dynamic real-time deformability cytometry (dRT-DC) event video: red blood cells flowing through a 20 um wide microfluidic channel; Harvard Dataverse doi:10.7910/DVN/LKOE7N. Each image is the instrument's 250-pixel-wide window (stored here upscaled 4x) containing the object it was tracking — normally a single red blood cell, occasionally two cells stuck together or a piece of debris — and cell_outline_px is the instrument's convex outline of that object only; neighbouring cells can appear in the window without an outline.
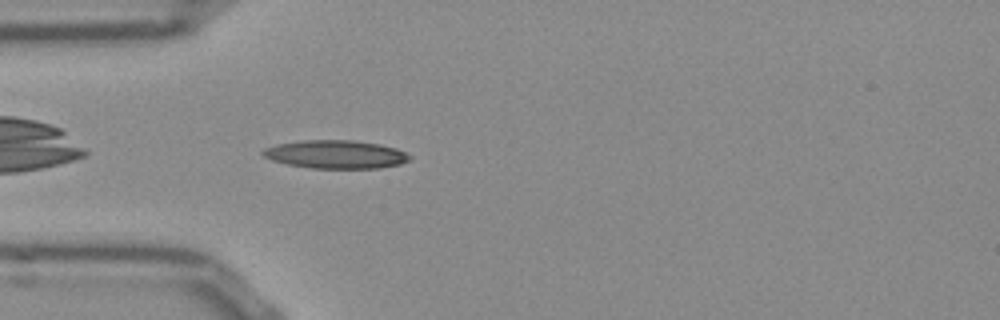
{"species": "Egyptian fruit bat (a non-hibernating species)", "species_latin": "Rousettus aegyptiacus", "temperature_condition": "room temperature", "stored_images_in_passage": 39, "camera_frame_rate_fps": 3000, "um_per_image_px": 0.085, "frame": {"image": 1, "passage_image": 2, "time_ms": 0.333, "image_size_px": [1000, 320], "cell_outline_px": [[412, 160], [400, 164], [380, 168], [312, 168], [288, 164], [272, 160], [264, 156], [260, 152], [264, 148], [276, 144], [304, 140], [352, 140], [380, 144], [396, 148], [412, 156]], "centroid_in_image_um": [28.56, 13.12], "position_along_channel_um": 56.4, "area_um2": 24.22}}
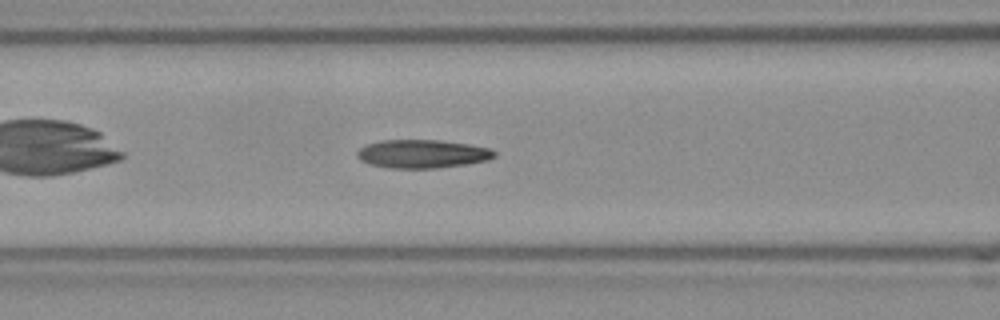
{"frame": {"image": 2, "passage_image": 8, "time_ms": 2.333, "image_size_px": [1000, 320], "cell_outline_px": [[496, 156], [488, 160], [468, 164], [436, 168], [388, 168], [368, 164], [360, 160], [356, 156], [356, 152], [360, 148], [368, 144], [380, 140], [440, 140], [468, 144], [492, 148], [496, 152]], "centroid_in_image_um": [35.9, 13.08], "position_along_channel_um": 130.7, "area_um2": 22.95}}
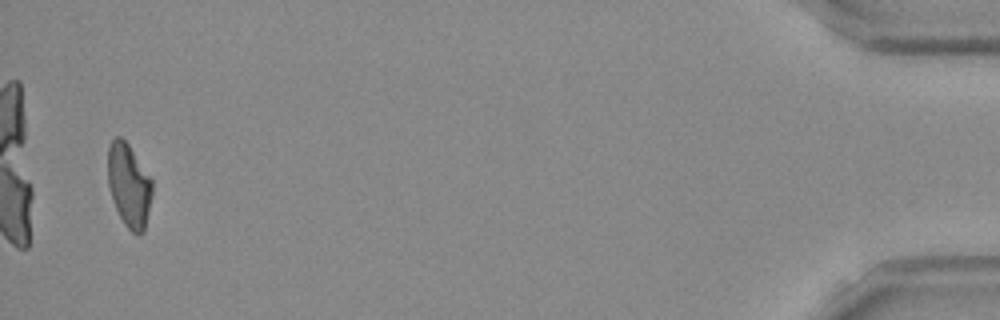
{"frame": {"image": 3, "passage_image": 38, "time_ms": 12.333, "image_size_px": [1000, 320], "cell_outline_px": [[152, 196], [144, 232], [140, 236], [136, 236], [124, 224], [112, 200], [108, 184], [108, 148], [112, 140], [116, 136], [120, 136], [128, 144], [152, 180]], "centroid_in_image_um": [10.96, 15.8], "position_along_channel_um": 424.2, "area_um2": 21.56}, "authors_computed_cell_mechanics": {"area_um2": 22.253, "velocity_mm_per_s": 3.8424, "shape_relaxation_time_tau1_ms": 5.4921, "shape_relaxation_time_tau2_ms": 4.103, "deformation_change_tau1": 0.1955, "deformation_change_tau2": 0.14}}